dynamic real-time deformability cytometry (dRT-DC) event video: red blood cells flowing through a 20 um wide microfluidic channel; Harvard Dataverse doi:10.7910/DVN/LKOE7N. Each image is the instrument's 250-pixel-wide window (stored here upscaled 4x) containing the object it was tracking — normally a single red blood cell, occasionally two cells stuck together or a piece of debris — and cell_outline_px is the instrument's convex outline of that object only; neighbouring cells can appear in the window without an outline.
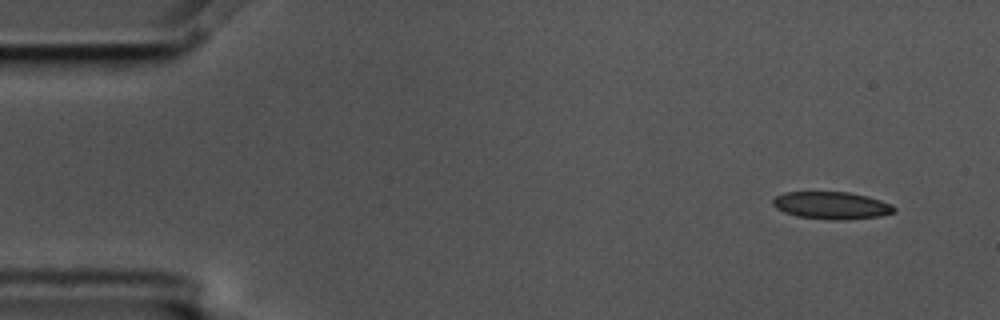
{"species": "common noctule bat (a hibernating species)", "species_latin": "Nyctalus noctula", "temperature_condition": "cold", "stored_images_in_passage": 4, "camera_frame_rate_fps": 3000, "um_per_image_px": 0.085, "animal": {"sex": "male", "body_mass_g": 17.5, "forearm_length_mm": 52.3}, "frame": {"image": 1, "passage_image": 1, "time_ms": 0.0, "image_size_px": [1000, 320], "cell_outline_px": [[896, 212], [880, 216], [844, 220], [832, 220], [796, 216], [784, 212], [776, 208], [772, 204], [772, 200], [776, 196], [784, 192], [848, 192], [868, 196], [892, 204], [896, 208]], "centroid_in_image_um": [70.69, 17.46], "position_along_channel_um": 14.3, "area_um2": 19.48}}
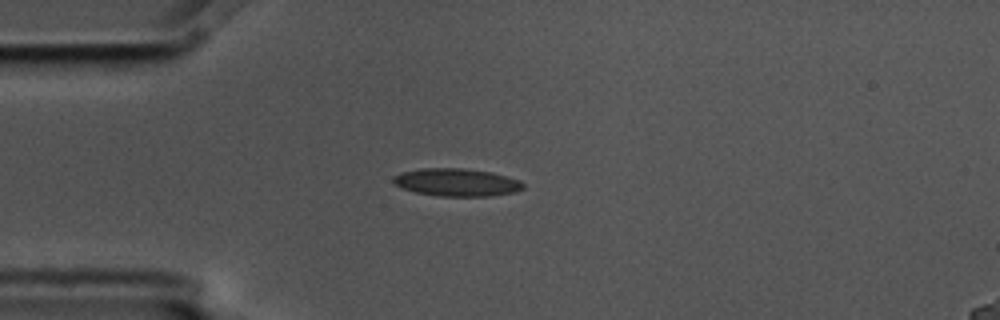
{"frame": {"image": 2, "passage_image": 4, "time_ms": 1.0, "image_size_px": [1000, 320], "cell_outline_px": [[524, 188], [516, 192], [488, 196], [440, 196], [416, 192], [404, 188], [396, 184], [392, 180], [392, 176], [400, 172], [424, 168], [460, 168], [492, 172], [520, 180], [524, 184]], "centroid_in_image_um": [38.83, 15.49], "position_along_channel_um": 46.2, "area_um2": 20.92}}